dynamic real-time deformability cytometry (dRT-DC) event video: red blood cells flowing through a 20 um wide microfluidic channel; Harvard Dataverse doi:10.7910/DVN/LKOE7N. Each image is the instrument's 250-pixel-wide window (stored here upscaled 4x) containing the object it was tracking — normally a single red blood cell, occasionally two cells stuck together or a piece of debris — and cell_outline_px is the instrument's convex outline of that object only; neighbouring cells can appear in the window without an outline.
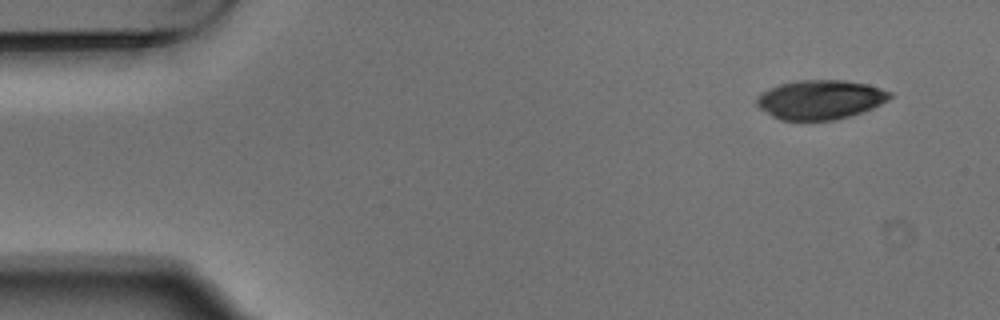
{"species": "Egyptian fruit bat (a non-hibernating species)", "species_latin": "Rousettus aegyptiacus", "temperature_condition": "warm", "stored_images_in_passage": 4, "camera_frame_rate_fps": 3000, "um_per_image_px": 0.085, "animal": {"sex": "male"}, "frame": {"image": 1, "passage_image": 1, "time_ms": 0.0, "image_size_px": [1000, 320], "cell_outline_px": [[892, 96], [888, 100], [872, 108], [836, 120], [780, 120], [772, 116], [760, 108], [756, 104], [756, 100], [768, 88], [780, 84], [796, 80], [844, 80], [868, 84], [892, 92]], "centroid_in_image_um": [69.73, 8.46], "position_along_channel_um": 15.3, "area_um2": 30.35}}